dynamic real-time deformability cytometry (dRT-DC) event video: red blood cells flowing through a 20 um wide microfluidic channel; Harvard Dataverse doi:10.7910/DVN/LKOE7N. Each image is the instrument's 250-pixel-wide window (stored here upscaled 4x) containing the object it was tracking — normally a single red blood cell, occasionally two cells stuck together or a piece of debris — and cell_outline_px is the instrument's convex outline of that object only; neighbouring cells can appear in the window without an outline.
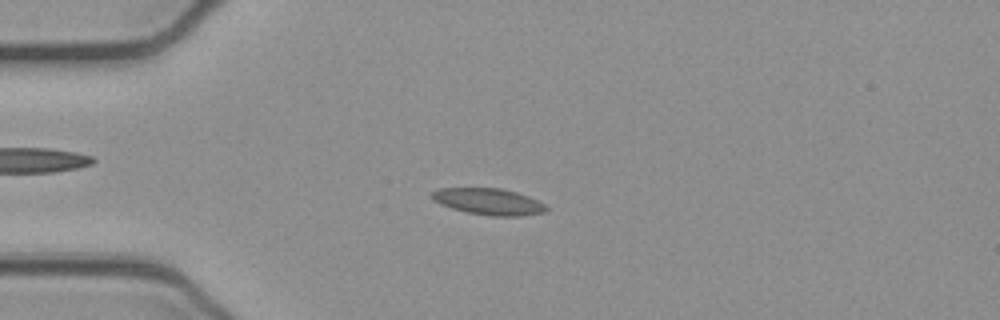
{"species": "common noctule bat (a hibernating species)", "species_latin": "Nyctalus noctula", "temperature_condition": "cold", "stored_images_in_passage": 50, "camera_frame_rate_fps": 3000, "um_per_image_px": 0.085, "animal": {"sex": "female", "body_mass_g": 21.9}, "frame": {"image": 1, "passage_image": 11, "time_ms": 3.333, "image_size_px": [1000, 320], "cell_outline_px": [[548, 208], [544, 212], [520, 216], [492, 216], [468, 212], [452, 208], [440, 204], [432, 200], [428, 196], [432, 192], [440, 188], [500, 188], [516, 192], [528, 196], [544, 204]], "centroid_in_image_um": [41.49, 17.13], "position_along_channel_um": 43.5, "area_um2": 17.57}}
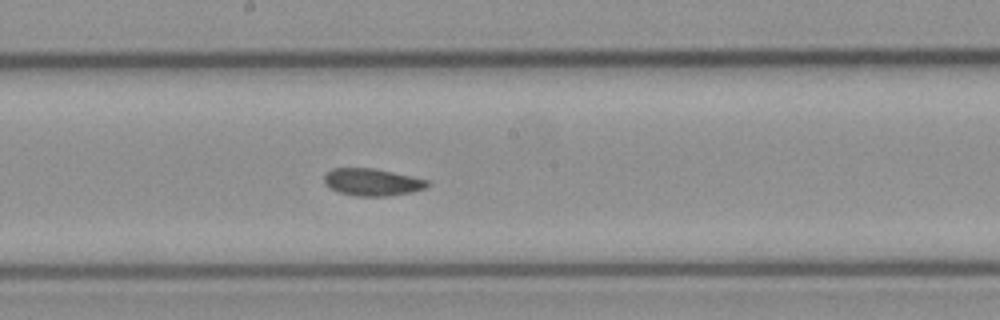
{"frame": {"image": 2, "passage_image": 26, "time_ms": 8.333, "image_size_px": [1000, 320], "cell_outline_px": [[432, 184], [424, 188], [412, 192], [388, 196], [356, 196], [340, 192], [328, 188], [324, 184], [324, 176], [332, 168], [372, 168], [392, 172], [428, 180]], "centroid_in_image_um": [31.62, 15.48], "position_along_channel_um": 216.6, "area_um2": 16.36}}
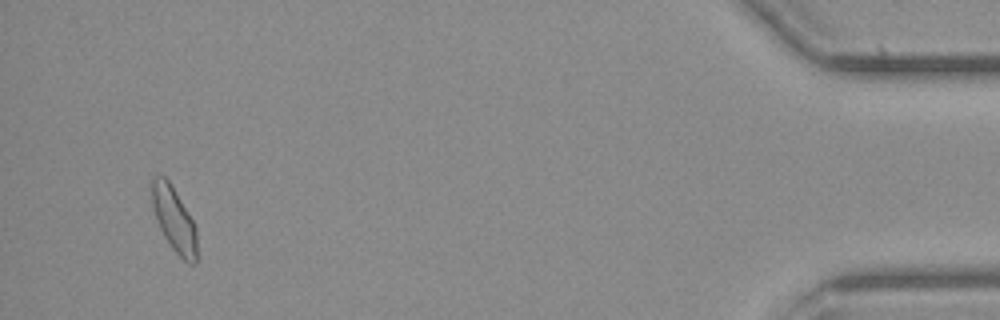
{"frame": {"image": 3, "passage_image": 48, "time_ms": 15.667, "image_size_px": [1000, 320], "cell_outline_px": [[196, 264], [188, 264], [172, 248], [164, 236], [156, 220], [152, 208], [152, 180], [156, 176], [164, 176], [168, 180], [176, 192], [192, 220], [196, 228]], "centroid_in_image_um": [14.79, 18.67], "position_along_channel_um": 420.4, "area_um2": 16.7}, "authors_computed_cell_mechanics": {"area_um2": 16.7909, "velocity_mm_per_s": 3.884, "shape_relaxation_time_tau1_ms": 5.2472, "shape_relaxation_time_tau2_ms": 2.489, "deformation_change_tau1": 0.1036, "deformation_change_tau2": 0.0875}}